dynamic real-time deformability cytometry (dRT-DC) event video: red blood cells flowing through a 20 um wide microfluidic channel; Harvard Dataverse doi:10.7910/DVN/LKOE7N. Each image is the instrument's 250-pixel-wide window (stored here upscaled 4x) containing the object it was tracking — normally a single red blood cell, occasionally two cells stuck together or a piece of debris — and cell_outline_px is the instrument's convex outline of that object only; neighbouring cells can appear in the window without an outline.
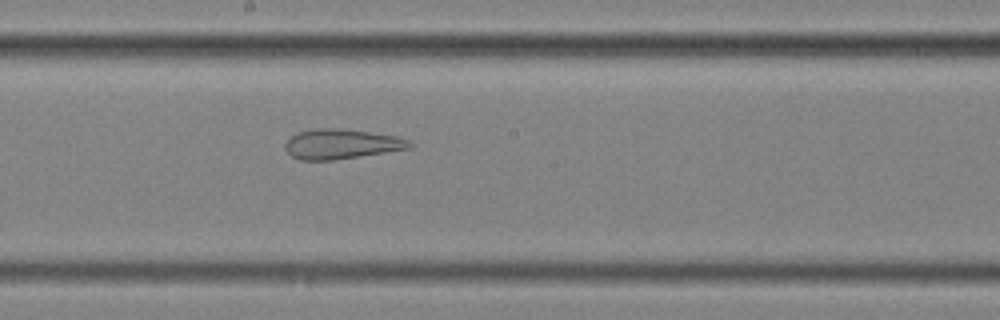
{"species": "common noctule bat (a hibernating species)", "species_latin": "Nyctalus noctula", "temperature_condition": "cold", "stored_images_in_passage": 56, "camera_frame_rate_fps": 3000, "um_per_image_px": 0.085, "animal": {"sex": "female", "body_mass_g": 25.1}, "frame": {"image": 1, "passage_image": 31, "time_ms": 10.0, "image_size_px": [1000, 320], "cell_outline_px": [[416, 144], [412, 148], [332, 160], [300, 160], [292, 156], [284, 148], [284, 144], [296, 132], [312, 128], [340, 128], [396, 136], [408, 140]], "centroid_in_image_um": [29.01, 12.23], "position_along_channel_um": 219.2, "area_um2": 21.68}}
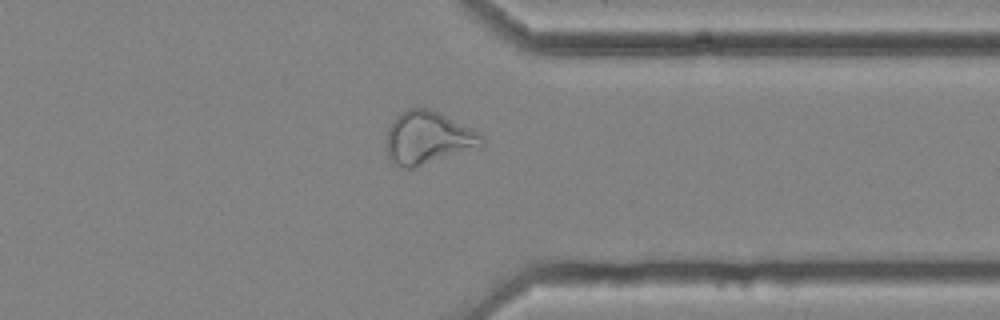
{"frame": {"image": 2, "passage_image": 44, "time_ms": 14.333, "image_size_px": [1000, 320], "cell_outline_px": [[484, 144], [412, 168], [404, 168], [392, 164], [388, 156], [388, 128], [392, 120], [400, 112], [408, 108], [428, 108], [440, 112], [480, 132], [484, 136]], "centroid_in_image_um": [36.36, 11.68], "position_along_channel_um": 375.0, "area_um2": 28.96}}
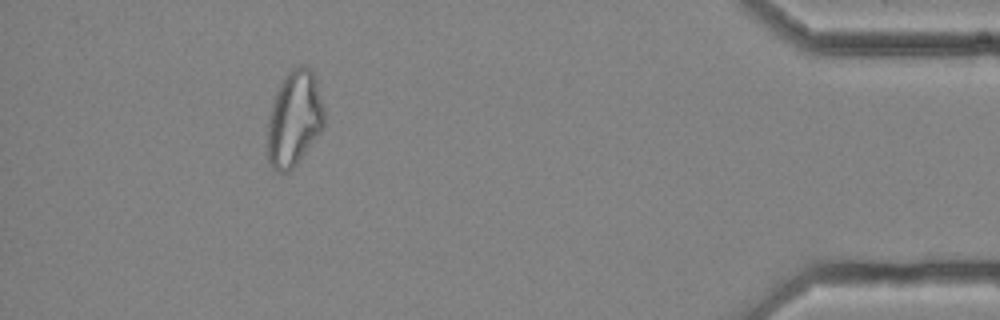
{"frame": {"image": 3, "passage_image": 51, "time_ms": 16.667, "image_size_px": [1000, 320], "cell_outline_px": [[324, 124], [320, 132], [296, 164], [288, 172], [276, 172], [268, 164], [264, 156], [268, 116], [276, 92], [284, 76], [292, 68], [300, 64], [304, 64], [312, 72], [316, 80], [324, 112]], "centroid_in_image_um": [24.94, 10.14], "position_along_channel_um": 410.3, "area_um2": 32.02}}